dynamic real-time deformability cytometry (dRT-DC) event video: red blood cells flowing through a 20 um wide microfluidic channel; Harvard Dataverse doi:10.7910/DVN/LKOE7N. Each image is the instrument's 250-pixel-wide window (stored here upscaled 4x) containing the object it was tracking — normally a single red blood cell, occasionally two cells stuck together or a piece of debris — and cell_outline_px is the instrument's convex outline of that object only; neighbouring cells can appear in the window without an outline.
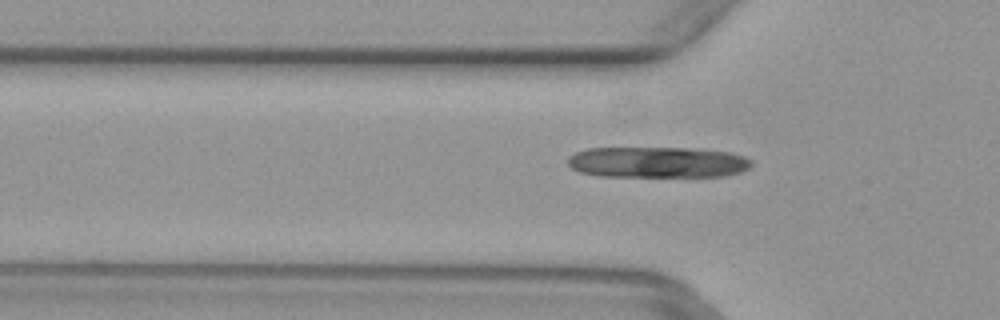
{"species": "common noctule bat (a hibernating species)", "species_latin": "Nyctalus noctula", "temperature_condition": "warm", "stored_images_in_passage": 7, "camera_frame_rate_fps": 3000, "um_per_image_px": 0.085, "animal": {"sex": "female", "body_mass_g": 29.2, "forearm_length_mm": 56.3}, "frame": {"image": 1, "passage_image": 7, "time_ms": 2.0, "image_size_px": [1000, 320], "cell_outline_px": [[752, 164], [748, 168], [740, 172], [724, 176], [600, 176], [580, 172], [572, 168], [568, 164], [568, 156], [576, 152], [588, 148], [692, 148], [732, 152], [744, 156], [752, 160]], "centroid_in_image_um": [55.9, 13.78], "position_along_channel_um": 69.9, "area_um2": 33.23}}